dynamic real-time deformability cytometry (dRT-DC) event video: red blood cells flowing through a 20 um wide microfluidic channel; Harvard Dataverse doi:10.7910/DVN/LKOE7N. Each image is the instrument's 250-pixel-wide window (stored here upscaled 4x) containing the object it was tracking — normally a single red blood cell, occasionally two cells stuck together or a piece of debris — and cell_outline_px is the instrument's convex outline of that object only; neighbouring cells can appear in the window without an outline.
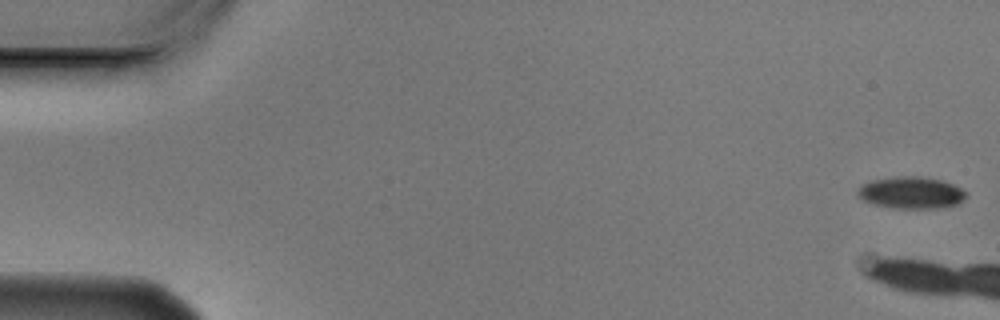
{"species": "Egyptian fruit bat (a non-hibernating species)", "species_latin": "Rousettus aegyptiacus", "temperature_condition": "cold", "stored_images_in_passage": 10, "camera_frame_rate_fps": 3000, "um_per_image_px": 0.085, "animal": {"sex": "male"}, "frame": {"image": 1, "passage_image": 1, "time_ms": 0.0, "image_size_px": [1000, 320], "cell_outline_px": [[968, 196], [960, 204], [936, 208], [892, 208], [872, 204], [856, 196], [856, 192], [860, 184], [872, 180], [896, 176], [920, 176], [940, 180], [952, 184], [968, 192]], "centroid_in_image_um": [77.43, 16.38], "position_along_channel_um": 7.6, "area_um2": 20.46}}
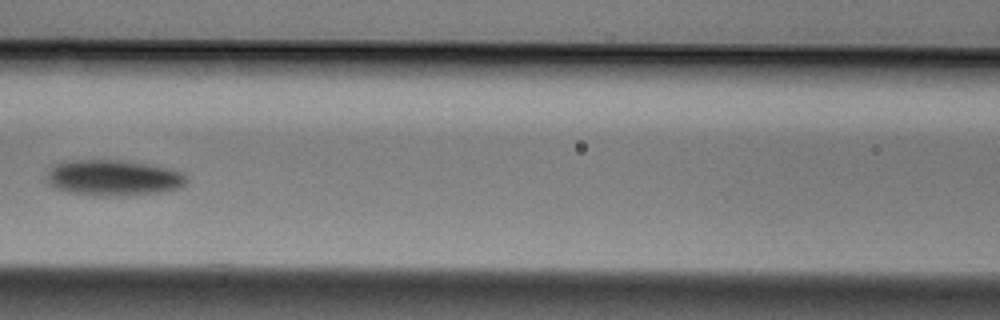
{"frame": {"image": 2, "passage_image": 9, "time_ms": 2.667, "image_size_px": [1000, 320], "cell_outline_px": [[188, 180], [180, 188], [160, 192], [120, 196], [100, 196], [72, 192], [56, 188], [48, 184], [44, 180], [44, 176], [48, 168], [52, 164], [72, 160], [120, 160], [172, 168], [180, 172]], "centroid_in_image_um": [9.57, 15.11], "position_along_channel_um": 157.0, "area_um2": 29.42}}
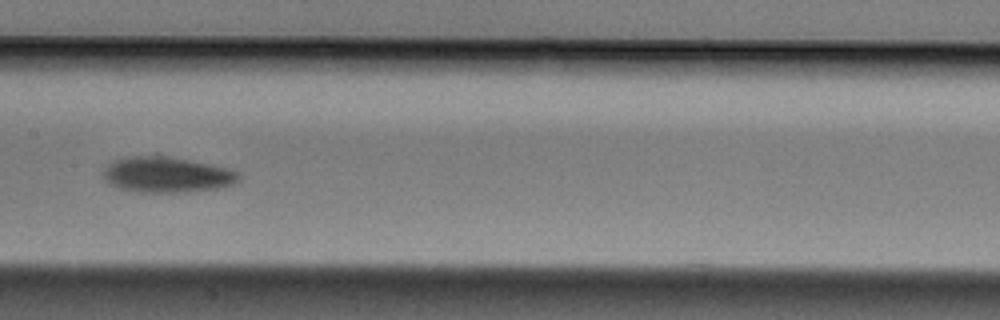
{"frame": {"image": 3, "passage_image": 10, "time_ms": 3.0, "image_size_px": [1000, 320], "cell_outline_px": [[240, 180], [232, 184], [216, 188], [184, 192], [136, 192], [120, 188], [108, 184], [104, 180], [104, 164], [120, 156], [156, 152], [212, 164], [228, 168], [240, 172]], "centroid_in_image_um": [14.11, 14.78], "position_along_channel_um": 193.3, "area_um2": 29.48}}